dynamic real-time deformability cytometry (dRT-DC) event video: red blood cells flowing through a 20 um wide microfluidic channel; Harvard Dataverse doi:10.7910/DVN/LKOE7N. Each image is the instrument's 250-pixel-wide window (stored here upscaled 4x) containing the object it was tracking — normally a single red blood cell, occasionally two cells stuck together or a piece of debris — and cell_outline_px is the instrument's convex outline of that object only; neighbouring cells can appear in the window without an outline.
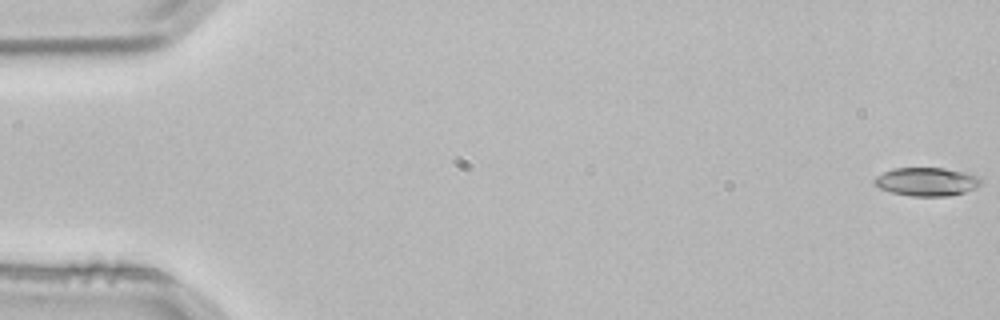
{"species": "common noctule bat (a hibernating species)", "species_latin": "Nyctalus noctula", "temperature_condition": "room temperature", "stored_images_in_passage": 4, "camera_frame_rate_fps": 3000, "um_per_image_px": 0.085, "animal": {"sex": "male", "body_mass_g": 21.5, "forearm_length_mm": 52.0}, "frame": {"image": 1, "passage_image": 1, "time_ms": 0.0, "image_size_px": [1000, 320], "cell_outline_px": [[980, 184], [976, 188], [964, 192], [948, 196], [912, 196], [892, 192], [880, 188], [872, 184], [872, 180], [876, 176], [892, 168], [944, 168], [972, 172], [980, 176]], "centroid_in_image_um": [78.78, 15.43], "position_along_channel_um": 6.2, "area_um2": 17.92}}
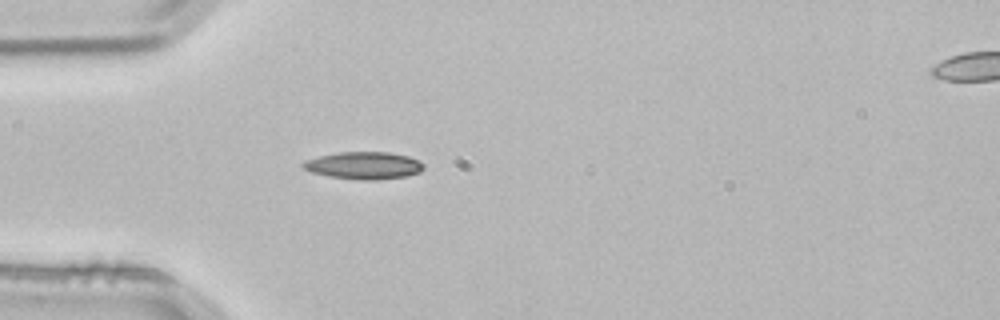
{"frame": {"image": 2, "passage_image": 4, "time_ms": 1.0, "image_size_px": [1000, 320], "cell_outline_px": [[424, 168], [420, 172], [408, 176], [376, 180], [360, 180], [328, 176], [312, 172], [304, 168], [300, 164], [304, 160], [320, 156], [340, 152], [388, 152], [408, 156], [420, 160], [424, 164]], "centroid_in_image_um": [30.95, 14.07], "position_along_channel_um": 54.0, "area_um2": 19.31}}